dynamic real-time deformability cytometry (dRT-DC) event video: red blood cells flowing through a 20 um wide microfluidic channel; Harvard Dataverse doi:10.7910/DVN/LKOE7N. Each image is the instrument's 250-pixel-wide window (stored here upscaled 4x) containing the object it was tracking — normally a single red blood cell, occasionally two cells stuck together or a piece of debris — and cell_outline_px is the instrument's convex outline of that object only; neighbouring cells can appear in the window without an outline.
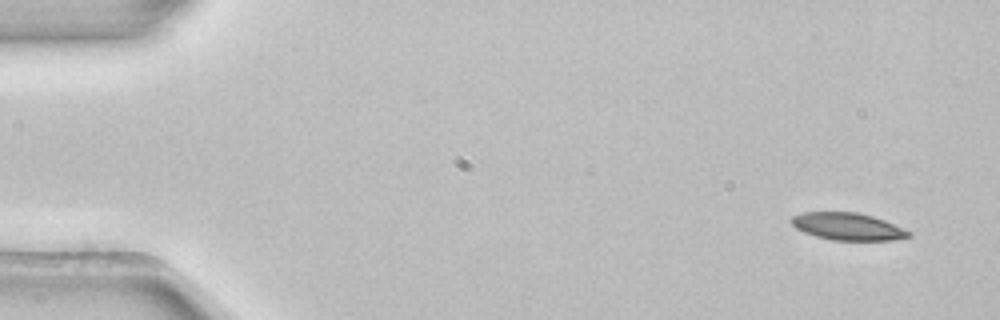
{"species": "common noctule bat (a hibernating species)", "species_latin": "Nyctalus noctula", "temperature_condition": "room temperature", "stored_images_in_passage": 3, "camera_frame_rate_fps": 3000, "um_per_image_px": 0.085, "animal": {"sex": "female", "body_mass_g": 22.7, "forearm_length_mm": 54.2}, "frame": {"image": 1, "passage_image": 1, "time_ms": 0.0, "image_size_px": [1000, 320], "cell_outline_px": [[912, 236], [892, 240], [832, 240], [816, 236], [804, 232], [796, 228], [788, 220], [792, 216], [804, 212], [856, 212], [872, 216], [884, 220], [912, 232]], "centroid_in_image_um": [72.04, 19.25], "position_along_channel_um": 13.0, "area_um2": 18.61}}
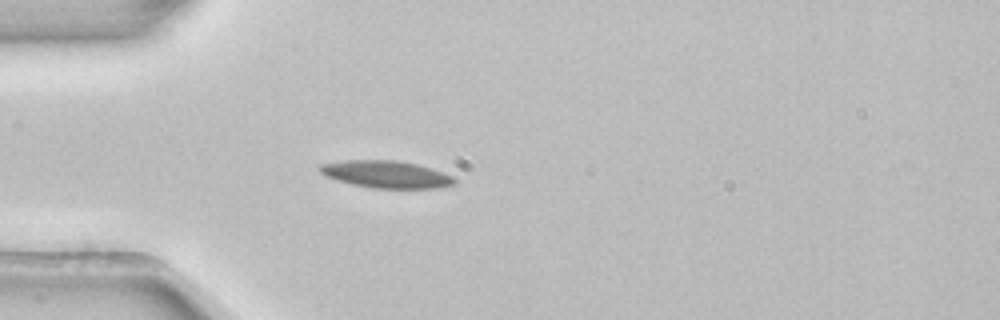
{"frame": {"image": 2, "passage_image": 3, "time_ms": 0.667, "image_size_px": [1000, 320], "cell_outline_px": [[456, 184], [436, 188], [372, 188], [352, 184], [328, 176], [320, 172], [320, 164], [344, 160], [396, 160], [416, 164], [452, 176], [456, 180]], "centroid_in_image_um": [32.83, 14.81], "position_along_channel_um": 52.2, "area_um2": 20.98}}